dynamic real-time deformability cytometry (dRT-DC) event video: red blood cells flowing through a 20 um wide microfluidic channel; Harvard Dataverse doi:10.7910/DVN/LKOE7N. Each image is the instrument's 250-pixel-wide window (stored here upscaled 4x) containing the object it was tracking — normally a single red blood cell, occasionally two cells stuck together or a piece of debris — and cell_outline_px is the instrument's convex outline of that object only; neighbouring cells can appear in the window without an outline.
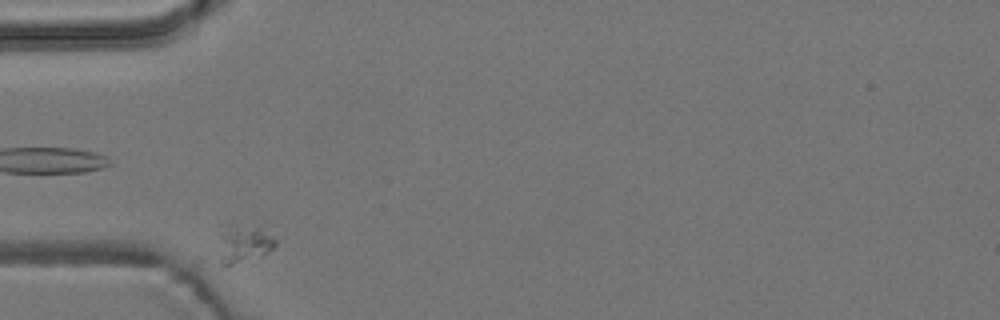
{"species": "common noctule bat (a hibernating species)", "species_latin": "Nyctalus noctula", "temperature_condition": "room temperature", "stored_images_in_passage": 32, "camera_frame_rate_fps": 3000, "um_per_image_px": 0.085, "animal": {"sex": "male", "body_mass_g": 19.2, "forearm_length_mm": 51.8}, "frame": {"image": 1, "passage_image": 1, "time_ms": 0.0, "image_size_px": [1000, 320], "cell_outline_px": [[276, 244], [268, 252], [232, 264], [220, 264], [220, 256], [224, 236], [228, 232], [236, 228], [260, 228], [272, 236], [276, 240]], "centroid_in_image_um": [20.84, 20.8], "position_along_channel_um": 64.2, "area_um2": 10.64}}
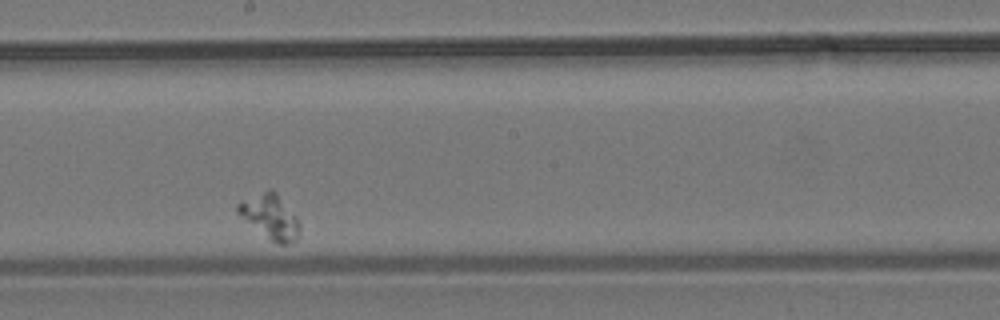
{"frame": {"image": 2, "passage_image": 18, "time_ms": 5.667, "image_size_px": [1000, 320], "cell_outline_px": [[300, 232], [288, 244], [276, 244], [236, 212], [236, 204], [240, 200], [268, 188], [272, 188], [276, 192], [296, 216], [300, 224]], "centroid_in_image_um": [22.95, 18.36], "position_along_channel_um": 225.3, "area_um2": 15.84}}
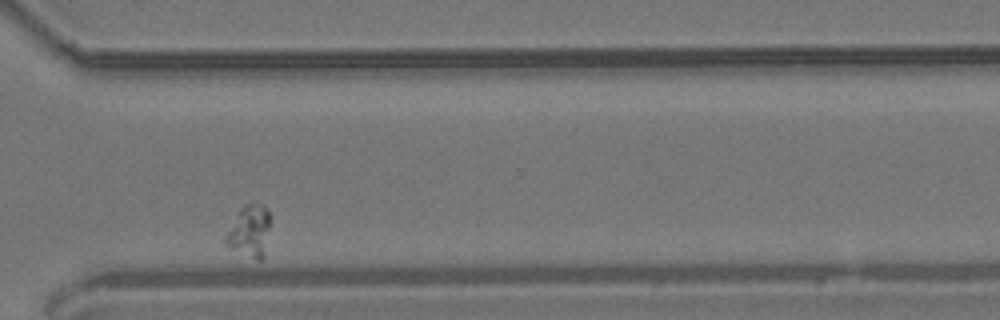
{"frame": {"image": 3, "passage_image": 30, "time_ms": 9.667, "image_size_px": [1000, 320], "cell_outline_px": [[272, 216], [264, 256], [260, 260], [256, 260], [228, 248], [224, 244], [224, 236], [240, 208], [248, 204], [264, 204], [268, 208]], "centroid_in_image_um": [21.23, 19.65], "position_along_channel_um": 349.4, "area_um2": 13.87}}